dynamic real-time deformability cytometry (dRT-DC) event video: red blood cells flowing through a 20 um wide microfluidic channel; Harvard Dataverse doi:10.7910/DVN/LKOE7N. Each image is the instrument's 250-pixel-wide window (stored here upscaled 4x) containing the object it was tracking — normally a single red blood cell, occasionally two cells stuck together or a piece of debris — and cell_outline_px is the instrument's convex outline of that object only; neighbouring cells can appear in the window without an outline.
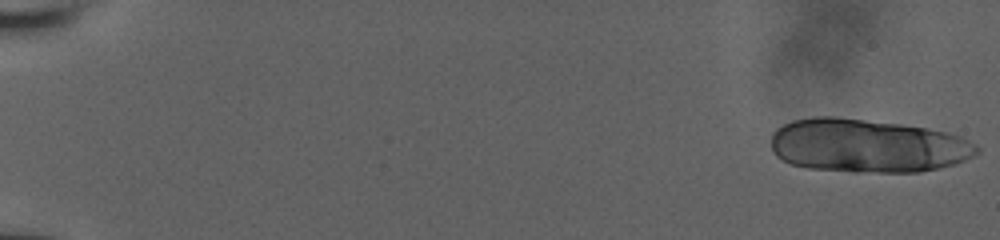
{"species": "human", "species_latin": "Homo sapiens", "temperature_condition": "room temperature", "stored_images_in_passage": 24, "camera_frame_rate_fps": 3000, "um_per_image_px": 0.085, "donor": {"sex": "male"}, "frame": {"image": 1, "passage_image": 1, "time_ms": 0.0, "image_size_px": [1000, 240], "cell_outline_px": [[980, 152], [976, 156], [956, 164], [940, 168], [920, 172], [852, 172], [808, 168], [792, 164], [776, 156], [772, 148], [772, 132], [776, 128], [792, 120], [816, 116], [836, 116], [900, 124], [924, 128], [944, 132], [960, 136], [968, 140], [980, 148]], "centroid_in_image_um": [73.74, 12.39], "position_along_channel_um": 11.3, "area_um2": 64.56}}
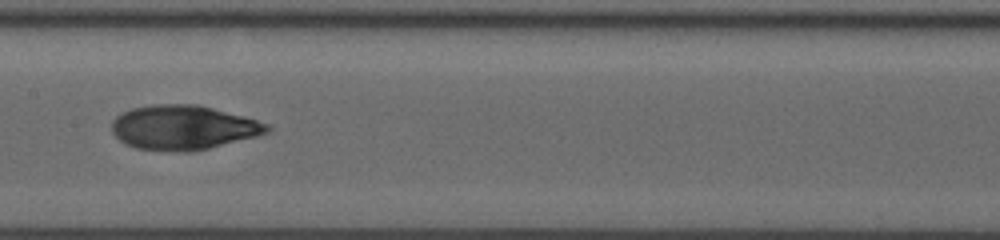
{"frame": {"image": 2, "passage_image": 12, "time_ms": 10.333, "image_size_px": [1000, 240], "cell_outline_px": [[272, 128], [268, 132], [256, 136], [192, 152], [180, 152], [136, 148], [124, 144], [112, 132], [112, 120], [120, 112], [132, 108], [152, 104], [196, 104], [244, 116], [268, 124]], "centroid_in_image_um": [15.54, 10.83], "position_along_channel_um": 191.9, "area_um2": 40.23}}
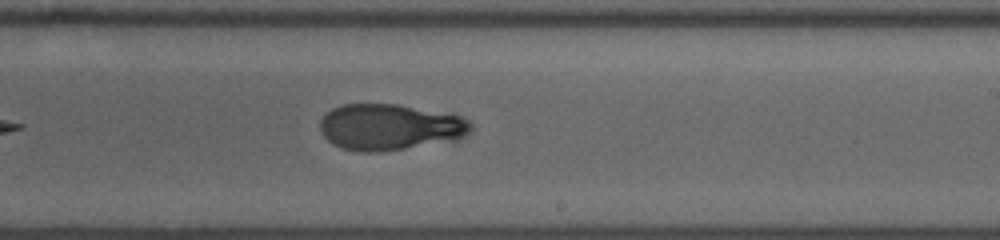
{"frame": {"image": 3, "passage_image": 14, "time_ms": 12.0, "image_size_px": [1000, 240], "cell_outline_px": [[472, 128], [464, 136], [456, 140], [380, 152], [364, 152], [344, 148], [332, 144], [324, 136], [320, 128], [320, 120], [324, 112], [340, 104], [396, 104], [460, 116], [468, 120], [472, 124]], "centroid_in_image_um": [33.09, 10.8], "position_along_channel_um": 255.9, "area_um2": 40.46}}